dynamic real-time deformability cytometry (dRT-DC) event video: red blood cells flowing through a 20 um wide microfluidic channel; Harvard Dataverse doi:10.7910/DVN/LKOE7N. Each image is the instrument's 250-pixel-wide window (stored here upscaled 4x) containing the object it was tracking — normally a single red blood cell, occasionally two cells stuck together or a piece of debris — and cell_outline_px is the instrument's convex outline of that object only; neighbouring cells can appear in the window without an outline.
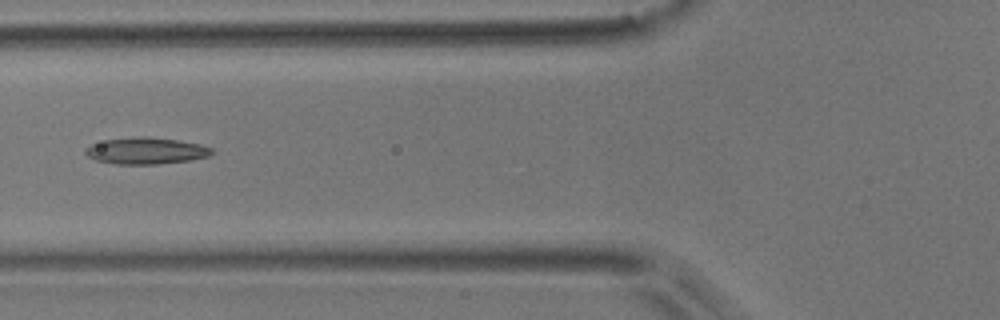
{"species": "common noctule bat (a hibernating species)", "species_latin": "Nyctalus noctula", "temperature_condition": "room temperature", "stored_images_in_passage": 8, "camera_frame_rate_fps": 3000, "um_per_image_px": 0.085, "animal": {"sex": "male", "body_mass_g": 17.9}, "frame": {"image": 1, "passage_image": 5, "time_ms": 1.333, "image_size_px": [1000, 320], "cell_outline_px": [[212, 152], [208, 156], [192, 160], [156, 164], [116, 164], [96, 160], [88, 156], [84, 152], [84, 148], [92, 144], [104, 140], [140, 136], [144, 136], [176, 140], [200, 144], [212, 148]], "centroid_in_image_um": [12.39, 12.82], "position_along_channel_um": 113.4, "area_um2": 19.48}}
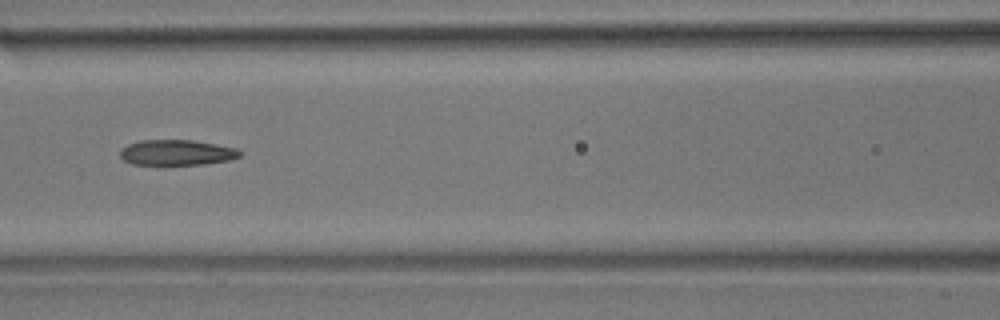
{"frame": {"image": 2, "passage_image": 6, "time_ms": 1.667, "image_size_px": [1000, 320], "cell_outline_px": [[240, 156], [232, 160], [200, 164], [164, 168], [160, 168], [132, 164], [124, 160], [120, 156], [120, 148], [128, 144], [140, 140], [192, 140], [216, 144], [236, 148], [240, 152]], "centroid_in_image_um": [14.95, 13.02], "position_along_channel_um": 151.7, "area_um2": 18.73}}
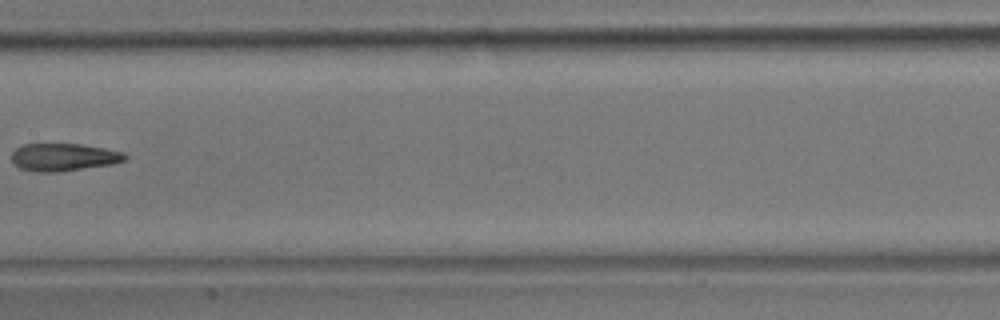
{"frame": {"image": 3, "passage_image": 7, "time_ms": 2.0, "image_size_px": [1000, 320], "cell_outline_px": [[128, 156], [124, 160], [112, 164], [60, 172], [40, 172], [20, 168], [12, 164], [12, 152], [16, 148], [24, 144], [80, 144], [104, 148], [124, 152]], "centroid_in_image_um": [5.4, 13.36], "position_along_channel_um": 202.0, "area_um2": 18.26}}